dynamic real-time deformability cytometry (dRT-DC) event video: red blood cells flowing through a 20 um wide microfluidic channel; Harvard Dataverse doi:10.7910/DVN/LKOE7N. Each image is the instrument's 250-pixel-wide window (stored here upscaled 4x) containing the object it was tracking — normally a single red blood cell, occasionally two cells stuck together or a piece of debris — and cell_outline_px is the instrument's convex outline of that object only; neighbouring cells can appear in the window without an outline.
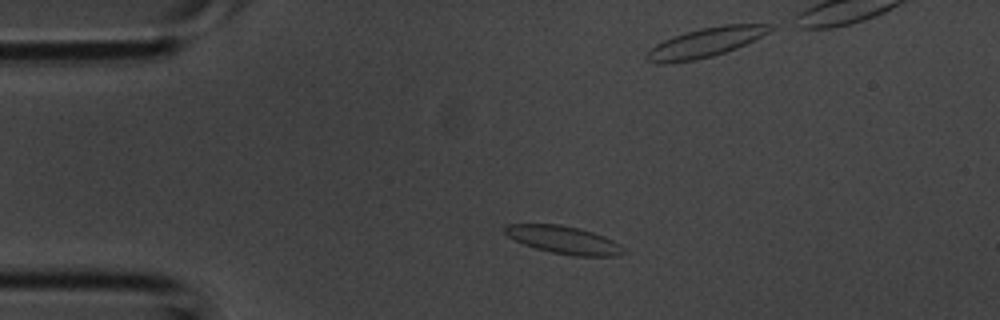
{"species": "common noctule bat (a hibernating species)", "species_latin": "Nyctalus noctula", "temperature_condition": "room temperature", "stored_images_in_passage": 36, "camera_frame_rate_fps": 3000, "um_per_image_px": 0.085, "animal": {"sex": "male", "body_mass_g": 20.1, "forearm_length_mm": 53.5}, "frame": {"image": 1, "passage_image": 5, "time_ms": 1.333, "image_size_px": [1000, 320], "cell_outline_px": [[624, 252], [612, 256], [572, 256], [552, 252], [536, 248], [524, 244], [508, 236], [504, 232], [504, 224], [560, 224], [580, 228], [604, 236], [620, 244], [624, 248]], "centroid_in_image_um": [47.9, 20.38], "position_along_channel_um": 37.1, "area_um2": 19.07}}
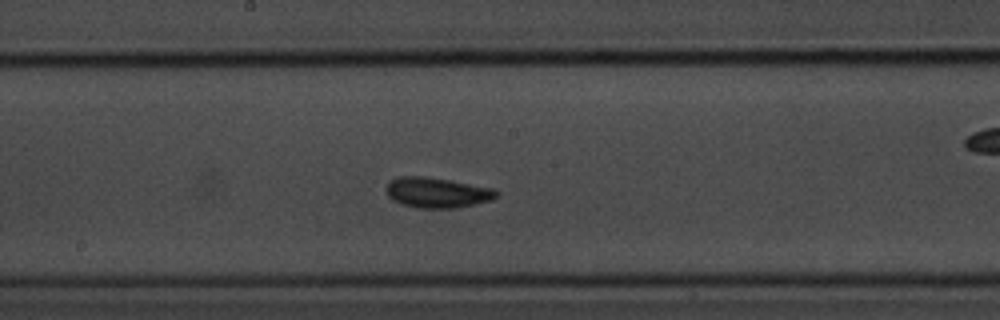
{"frame": {"image": 2, "passage_image": 17, "time_ms": 5.333, "image_size_px": [1000, 320], "cell_outline_px": [[500, 196], [492, 200], [456, 208], [416, 208], [392, 200], [388, 196], [388, 184], [392, 180], [400, 176], [424, 176], [452, 180], [496, 188], [500, 192]], "centroid_in_image_um": [37.25, 16.37], "position_along_channel_um": 211.0, "area_um2": 19.65}}
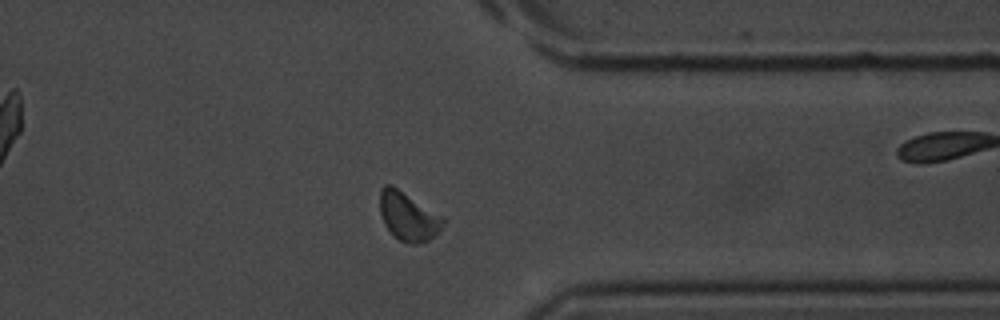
{"frame": {"image": 3, "passage_image": 27, "time_ms": 8.667, "image_size_px": [1000, 320], "cell_outline_px": [[444, 224], [428, 240], [416, 244], [408, 244], [400, 240], [384, 224], [380, 212], [380, 188], [384, 184], [392, 184], [444, 216]], "centroid_in_image_um": [34.69, 18.35], "position_along_channel_um": 376.7, "area_um2": 17.86}}